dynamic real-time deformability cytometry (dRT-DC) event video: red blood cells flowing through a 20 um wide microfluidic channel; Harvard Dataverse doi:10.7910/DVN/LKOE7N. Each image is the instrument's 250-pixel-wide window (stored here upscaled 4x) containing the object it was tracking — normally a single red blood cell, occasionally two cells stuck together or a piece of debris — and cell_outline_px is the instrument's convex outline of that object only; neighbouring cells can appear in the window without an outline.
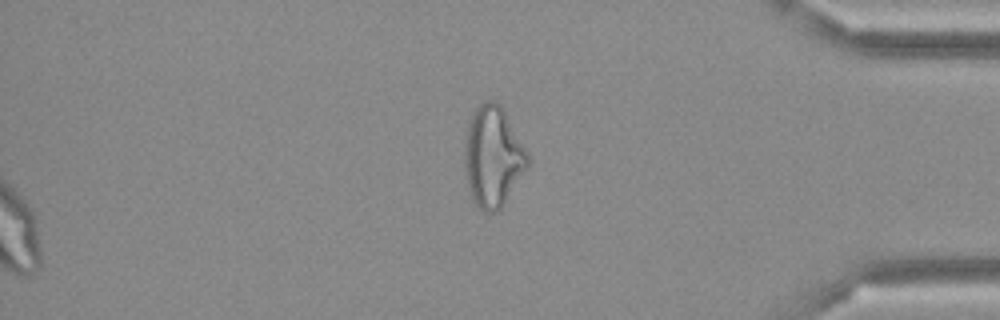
{"species": "Egyptian fruit bat (a non-hibernating species)", "species_latin": "Rousettus aegyptiacus", "temperature_condition": "cold", "stored_images_in_passage": 50, "segment_of_instrument_passage": [2, 2], "camera_frame_rate_fps": 3000, "um_per_image_px": 0.085, "frame": {"image": 1, "passage_image": 50, "time_ms": 16.333, "image_size_px": [1000, 320], "cell_outline_px": [[528, 168], [500, 208], [496, 212], [484, 212], [476, 204], [468, 188], [464, 168], [464, 152], [468, 124], [472, 112], [480, 104], [488, 100], [492, 100], [500, 104], [528, 152]], "centroid_in_image_um": [41.89, 13.31], "position_along_channel_um": 393.3, "area_um2": 36.76}}